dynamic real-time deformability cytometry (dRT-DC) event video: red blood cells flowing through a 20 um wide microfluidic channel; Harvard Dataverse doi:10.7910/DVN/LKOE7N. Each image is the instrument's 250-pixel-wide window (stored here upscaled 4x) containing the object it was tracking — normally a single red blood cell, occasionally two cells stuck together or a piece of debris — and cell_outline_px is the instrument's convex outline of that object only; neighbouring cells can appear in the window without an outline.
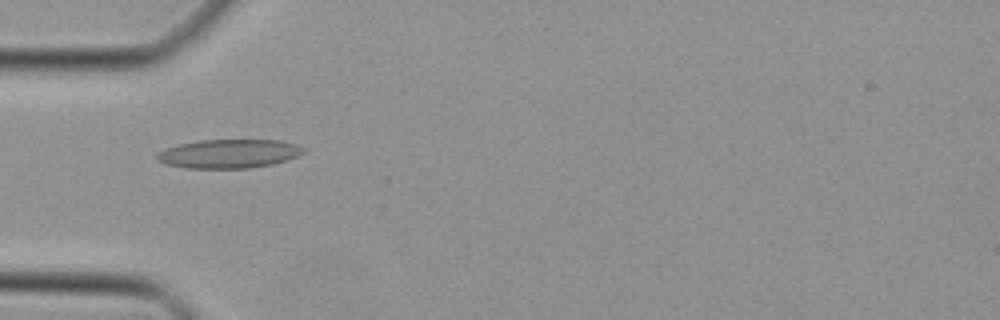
{"species": "Egyptian fruit bat (a non-hibernating species)", "species_latin": "Rousettus aegyptiacus", "temperature_condition": "cold", "stored_images_in_passage": 35, "camera_frame_rate_fps": 3000, "um_per_image_px": 0.085, "animal": {"sex": "female"}, "frame": {"image": 1, "passage_image": 3, "time_ms": 0.667, "image_size_px": [1000, 320], "cell_outline_px": [[308, 148], [304, 152], [288, 160], [272, 164], [248, 168], [184, 168], [168, 164], [160, 160], [156, 156], [164, 148], [180, 144], [200, 140], [280, 140], [296, 144]], "centroid_in_image_um": [19.51, 13.06], "position_along_channel_um": 65.5, "area_um2": 24.51}}
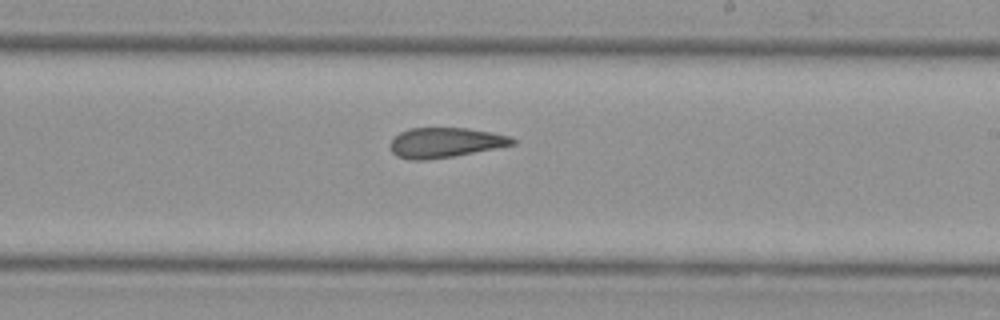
{"frame": {"image": 2, "passage_image": 16, "time_ms": 5.0, "image_size_px": [1000, 320], "cell_outline_px": [[516, 144], [452, 156], [428, 160], [412, 160], [396, 156], [392, 152], [388, 144], [400, 132], [408, 128], [468, 128], [492, 132], [512, 136], [516, 140]], "centroid_in_image_um": [37.83, 12.11], "position_along_channel_um": 251.2, "area_um2": 21.39}}
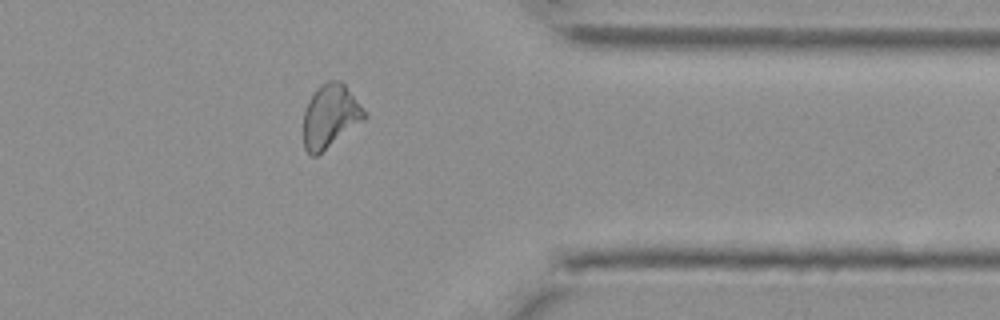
{"frame": {"image": 3, "passage_image": 26, "time_ms": 8.333, "image_size_px": [1000, 320], "cell_outline_px": [[368, 116], [364, 120], [316, 156], [312, 156], [304, 148], [304, 112], [308, 100], [316, 88], [320, 84], [328, 80], [340, 80], [344, 84]], "centroid_in_image_um": [28.04, 9.85], "position_along_channel_um": 383.4, "area_um2": 22.2}}